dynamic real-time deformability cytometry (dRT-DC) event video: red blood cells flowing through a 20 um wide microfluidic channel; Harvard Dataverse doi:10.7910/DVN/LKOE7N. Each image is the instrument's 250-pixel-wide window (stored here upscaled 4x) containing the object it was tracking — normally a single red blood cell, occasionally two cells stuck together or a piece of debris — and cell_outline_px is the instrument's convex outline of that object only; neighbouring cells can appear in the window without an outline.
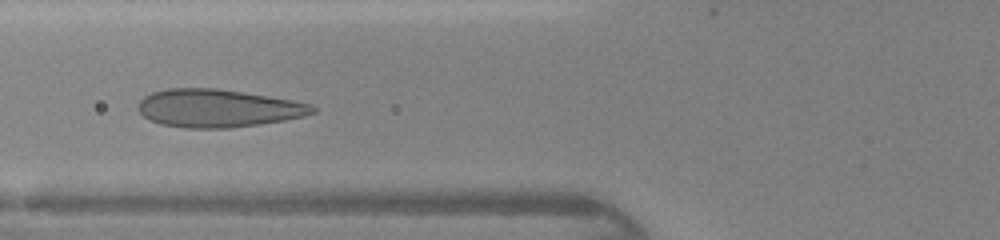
{"species": "human", "species_latin": "Homo sapiens", "temperature_condition": "warm", "stored_images_in_passage": 43, "camera_frame_rate_fps": 3000, "um_per_image_px": 0.085, "donor": {"sex": "female"}, "frame": {"image": 1, "passage_image": 16, "time_ms": 5.0, "image_size_px": [1000, 240], "cell_outline_px": [[316, 112], [304, 116], [284, 120], [228, 128], [184, 128], [160, 124], [144, 116], [136, 108], [140, 100], [144, 96], [152, 92], [168, 88], [216, 88], [292, 100], [312, 104], [316, 108]], "centroid_in_image_um": [18.5, 9.2], "position_along_channel_um": 107.3, "area_um2": 38.38}}
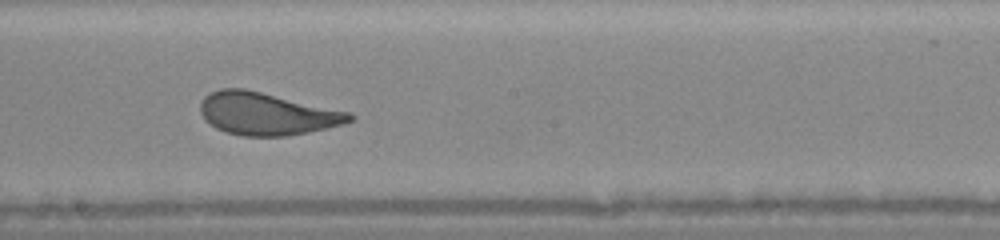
{"frame": {"image": 2, "passage_image": 24, "time_ms": 7.667, "image_size_px": [1000, 240], "cell_outline_px": [[356, 116], [352, 120], [344, 124], [328, 128], [288, 136], [244, 136], [224, 132], [216, 128], [200, 112], [200, 104], [204, 96], [220, 88], [244, 88], [352, 112]], "centroid_in_image_um": [22.72, 9.67], "position_along_channel_um": 225.5, "area_um2": 37.05}}
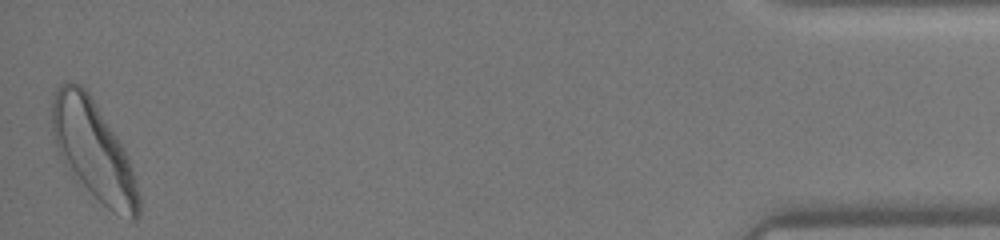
{"frame": {"image": 3, "passage_image": 43, "time_ms": 14.0, "image_size_px": [1000, 240], "cell_outline_px": [[140, 216], [136, 220], [132, 220], [112, 212], [84, 184], [60, 152], [56, 144], [52, 132], [52, 100], [56, 88], [60, 84], [68, 80], [80, 84], [88, 92], [124, 148], [128, 156], [140, 196]], "centroid_in_image_um": [7.99, 12.74], "position_along_channel_um": 427.2, "area_um2": 48.32}}